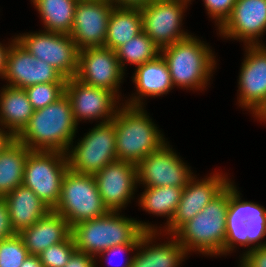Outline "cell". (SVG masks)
<instances>
[{"label": "cell", "instance_id": "37", "mask_svg": "<svg viewBox=\"0 0 266 267\" xmlns=\"http://www.w3.org/2000/svg\"><path fill=\"white\" fill-rule=\"evenodd\" d=\"M15 234L11 227L7 204L3 197H0V240L9 238Z\"/></svg>", "mask_w": 266, "mask_h": 267}, {"label": "cell", "instance_id": "17", "mask_svg": "<svg viewBox=\"0 0 266 267\" xmlns=\"http://www.w3.org/2000/svg\"><path fill=\"white\" fill-rule=\"evenodd\" d=\"M104 205L120 210L130 200L137 181L136 164L117 160L93 175Z\"/></svg>", "mask_w": 266, "mask_h": 267}, {"label": "cell", "instance_id": "6", "mask_svg": "<svg viewBox=\"0 0 266 267\" xmlns=\"http://www.w3.org/2000/svg\"><path fill=\"white\" fill-rule=\"evenodd\" d=\"M52 211L63 216L70 227L104 216L109 212L98 191L96 180L91 174L66 171L60 197Z\"/></svg>", "mask_w": 266, "mask_h": 267}, {"label": "cell", "instance_id": "13", "mask_svg": "<svg viewBox=\"0 0 266 267\" xmlns=\"http://www.w3.org/2000/svg\"><path fill=\"white\" fill-rule=\"evenodd\" d=\"M8 86L25 89L43 83H66V78L44 60L36 59L16 39L11 45L4 76Z\"/></svg>", "mask_w": 266, "mask_h": 267}, {"label": "cell", "instance_id": "28", "mask_svg": "<svg viewBox=\"0 0 266 267\" xmlns=\"http://www.w3.org/2000/svg\"><path fill=\"white\" fill-rule=\"evenodd\" d=\"M186 252L183 245L175 239L171 243L169 241L163 245L146 247L122 267H177Z\"/></svg>", "mask_w": 266, "mask_h": 267}, {"label": "cell", "instance_id": "29", "mask_svg": "<svg viewBox=\"0 0 266 267\" xmlns=\"http://www.w3.org/2000/svg\"><path fill=\"white\" fill-rule=\"evenodd\" d=\"M140 204L146 211L160 216L167 215L171 222L181 200L184 188L176 186L146 187Z\"/></svg>", "mask_w": 266, "mask_h": 267}, {"label": "cell", "instance_id": "40", "mask_svg": "<svg viewBox=\"0 0 266 267\" xmlns=\"http://www.w3.org/2000/svg\"><path fill=\"white\" fill-rule=\"evenodd\" d=\"M15 137L9 132L5 133L0 129V153L7 148L13 141Z\"/></svg>", "mask_w": 266, "mask_h": 267}, {"label": "cell", "instance_id": "24", "mask_svg": "<svg viewBox=\"0 0 266 267\" xmlns=\"http://www.w3.org/2000/svg\"><path fill=\"white\" fill-rule=\"evenodd\" d=\"M142 31L140 8L114 6L110 13L104 47L115 51Z\"/></svg>", "mask_w": 266, "mask_h": 267}, {"label": "cell", "instance_id": "19", "mask_svg": "<svg viewBox=\"0 0 266 267\" xmlns=\"http://www.w3.org/2000/svg\"><path fill=\"white\" fill-rule=\"evenodd\" d=\"M222 35L255 45L266 30V0H236L231 15L219 27Z\"/></svg>", "mask_w": 266, "mask_h": 267}, {"label": "cell", "instance_id": "25", "mask_svg": "<svg viewBox=\"0 0 266 267\" xmlns=\"http://www.w3.org/2000/svg\"><path fill=\"white\" fill-rule=\"evenodd\" d=\"M133 80L139 91V97L160 96L173 88L171 74L162 55L138 65Z\"/></svg>", "mask_w": 266, "mask_h": 267}, {"label": "cell", "instance_id": "33", "mask_svg": "<svg viewBox=\"0 0 266 267\" xmlns=\"http://www.w3.org/2000/svg\"><path fill=\"white\" fill-rule=\"evenodd\" d=\"M75 250V242L71 234L65 241L46 248L39 254V258L44 267H64Z\"/></svg>", "mask_w": 266, "mask_h": 267}, {"label": "cell", "instance_id": "15", "mask_svg": "<svg viewBox=\"0 0 266 267\" xmlns=\"http://www.w3.org/2000/svg\"><path fill=\"white\" fill-rule=\"evenodd\" d=\"M184 164L165 143L136 165L137 181H143L147 187L185 188L192 175Z\"/></svg>", "mask_w": 266, "mask_h": 267}, {"label": "cell", "instance_id": "8", "mask_svg": "<svg viewBox=\"0 0 266 267\" xmlns=\"http://www.w3.org/2000/svg\"><path fill=\"white\" fill-rule=\"evenodd\" d=\"M265 235L266 209L251 202H241L239 193L230 183L223 253L231 251L235 242L249 246Z\"/></svg>", "mask_w": 266, "mask_h": 267}, {"label": "cell", "instance_id": "22", "mask_svg": "<svg viewBox=\"0 0 266 267\" xmlns=\"http://www.w3.org/2000/svg\"><path fill=\"white\" fill-rule=\"evenodd\" d=\"M3 199L7 204L11 227L17 234L51 211L30 188L23 184L5 195Z\"/></svg>", "mask_w": 266, "mask_h": 267}, {"label": "cell", "instance_id": "26", "mask_svg": "<svg viewBox=\"0 0 266 267\" xmlns=\"http://www.w3.org/2000/svg\"><path fill=\"white\" fill-rule=\"evenodd\" d=\"M30 151L15 139L0 153V197L23 184L26 159Z\"/></svg>", "mask_w": 266, "mask_h": 267}, {"label": "cell", "instance_id": "18", "mask_svg": "<svg viewBox=\"0 0 266 267\" xmlns=\"http://www.w3.org/2000/svg\"><path fill=\"white\" fill-rule=\"evenodd\" d=\"M230 183L219 174L207 180L194 182L191 177L183 190L176 212L168 223L167 231L175 233L184 223L190 221Z\"/></svg>", "mask_w": 266, "mask_h": 267}, {"label": "cell", "instance_id": "16", "mask_svg": "<svg viewBox=\"0 0 266 267\" xmlns=\"http://www.w3.org/2000/svg\"><path fill=\"white\" fill-rule=\"evenodd\" d=\"M65 94L71 102L76 123L81 118L97 119L98 117H106L105 122H108L113 120L117 113L113 109L116 101L114 93L103 88L86 85L75 77L66 80Z\"/></svg>", "mask_w": 266, "mask_h": 267}, {"label": "cell", "instance_id": "10", "mask_svg": "<svg viewBox=\"0 0 266 267\" xmlns=\"http://www.w3.org/2000/svg\"><path fill=\"white\" fill-rule=\"evenodd\" d=\"M15 39L36 59L44 60L66 79L76 76L79 49L70 35L45 31Z\"/></svg>", "mask_w": 266, "mask_h": 267}, {"label": "cell", "instance_id": "4", "mask_svg": "<svg viewBox=\"0 0 266 267\" xmlns=\"http://www.w3.org/2000/svg\"><path fill=\"white\" fill-rule=\"evenodd\" d=\"M228 202L229 185L190 221L184 223L174 233V238L186 251L195 248L208 255L223 254Z\"/></svg>", "mask_w": 266, "mask_h": 267}, {"label": "cell", "instance_id": "35", "mask_svg": "<svg viewBox=\"0 0 266 267\" xmlns=\"http://www.w3.org/2000/svg\"><path fill=\"white\" fill-rule=\"evenodd\" d=\"M241 267H266V244L258 243L244 254Z\"/></svg>", "mask_w": 266, "mask_h": 267}, {"label": "cell", "instance_id": "39", "mask_svg": "<svg viewBox=\"0 0 266 267\" xmlns=\"http://www.w3.org/2000/svg\"><path fill=\"white\" fill-rule=\"evenodd\" d=\"M156 0H110L113 4L114 2L118 3L116 7H127V8H142L149 3H152Z\"/></svg>", "mask_w": 266, "mask_h": 267}, {"label": "cell", "instance_id": "42", "mask_svg": "<svg viewBox=\"0 0 266 267\" xmlns=\"http://www.w3.org/2000/svg\"><path fill=\"white\" fill-rule=\"evenodd\" d=\"M9 49L10 46L8 48H5L0 44V76H4Z\"/></svg>", "mask_w": 266, "mask_h": 267}, {"label": "cell", "instance_id": "20", "mask_svg": "<svg viewBox=\"0 0 266 267\" xmlns=\"http://www.w3.org/2000/svg\"><path fill=\"white\" fill-rule=\"evenodd\" d=\"M248 46L239 76V102L255 111L266 99V47L259 43Z\"/></svg>", "mask_w": 266, "mask_h": 267}, {"label": "cell", "instance_id": "11", "mask_svg": "<svg viewBox=\"0 0 266 267\" xmlns=\"http://www.w3.org/2000/svg\"><path fill=\"white\" fill-rule=\"evenodd\" d=\"M190 0H156L140 8L143 32L160 48L188 37L180 31L184 5Z\"/></svg>", "mask_w": 266, "mask_h": 267}, {"label": "cell", "instance_id": "3", "mask_svg": "<svg viewBox=\"0 0 266 267\" xmlns=\"http://www.w3.org/2000/svg\"><path fill=\"white\" fill-rule=\"evenodd\" d=\"M145 231L155 229L137 220L118 216L116 211H109L104 216L74 225L71 234L76 250L94 257L113 246L138 244Z\"/></svg>", "mask_w": 266, "mask_h": 267}, {"label": "cell", "instance_id": "32", "mask_svg": "<svg viewBox=\"0 0 266 267\" xmlns=\"http://www.w3.org/2000/svg\"><path fill=\"white\" fill-rule=\"evenodd\" d=\"M28 255V250L17 233L0 240V267H20Z\"/></svg>", "mask_w": 266, "mask_h": 267}, {"label": "cell", "instance_id": "1", "mask_svg": "<svg viewBox=\"0 0 266 267\" xmlns=\"http://www.w3.org/2000/svg\"><path fill=\"white\" fill-rule=\"evenodd\" d=\"M77 124L71 102L64 94L56 102L35 110L28 124L15 139L31 151L66 153Z\"/></svg>", "mask_w": 266, "mask_h": 267}, {"label": "cell", "instance_id": "12", "mask_svg": "<svg viewBox=\"0 0 266 267\" xmlns=\"http://www.w3.org/2000/svg\"><path fill=\"white\" fill-rule=\"evenodd\" d=\"M110 0H79L70 36L80 50L104 47L110 13Z\"/></svg>", "mask_w": 266, "mask_h": 267}, {"label": "cell", "instance_id": "27", "mask_svg": "<svg viewBox=\"0 0 266 267\" xmlns=\"http://www.w3.org/2000/svg\"><path fill=\"white\" fill-rule=\"evenodd\" d=\"M46 31L70 35L78 0H33Z\"/></svg>", "mask_w": 266, "mask_h": 267}, {"label": "cell", "instance_id": "38", "mask_svg": "<svg viewBox=\"0 0 266 267\" xmlns=\"http://www.w3.org/2000/svg\"><path fill=\"white\" fill-rule=\"evenodd\" d=\"M93 258L85 252L75 250L64 267H95Z\"/></svg>", "mask_w": 266, "mask_h": 267}, {"label": "cell", "instance_id": "34", "mask_svg": "<svg viewBox=\"0 0 266 267\" xmlns=\"http://www.w3.org/2000/svg\"><path fill=\"white\" fill-rule=\"evenodd\" d=\"M208 14L219 20V27L231 15L236 0H203Z\"/></svg>", "mask_w": 266, "mask_h": 267}, {"label": "cell", "instance_id": "23", "mask_svg": "<svg viewBox=\"0 0 266 267\" xmlns=\"http://www.w3.org/2000/svg\"><path fill=\"white\" fill-rule=\"evenodd\" d=\"M25 89L6 86L0 97V122L16 137L34 113Z\"/></svg>", "mask_w": 266, "mask_h": 267}, {"label": "cell", "instance_id": "21", "mask_svg": "<svg viewBox=\"0 0 266 267\" xmlns=\"http://www.w3.org/2000/svg\"><path fill=\"white\" fill-rule=\"evenodd\" d=\"M71 233L72 228L67 220L51 210L36 223L21 230L18 235L29 255H39L51 245L65 241Z\"/></svg>", "mask_w": 266, "mask_h": 267}, {"label": "cell", "instance_id": "43", "mask_svg": "<svg viewBox=\"0 0 266 267\" xmlns=\"http://www.w3.org/2000/svg\"><path fill=\"white\" fill-rule=\"evenodd\" d=\"M257 117H259L261 120H266V99L256 108V110L253 112Z\"/></svg>", "mask_w": 266, "mask_h": 267}, {"label": "cell", "instance_id": "14", "mask_svg": "<svg viewBox=\"0 0 266 267\" xmlns=\"http://www.w3.org/2000/svg\"><path fill=\"white\" fill-rule=\"evenodd\" d=\"M123 69L116 52L105 47L86 48L79 51L75 76L86 85L103 88L116 94Z\"/></svg>", "mask_w": 266, "mask_h": 267}, {"label": "cell", "instance_id": "2", "mask_svg": "<svg viewBox=\"0 0 266 267\" xmlns=\"http://www.w3.org/2000/svg\"><path fill=\"white\" fill-rule=\"evenodd\" d=\"M140 99L132 101L118 110L112 120L115 125L117 160L138 164L157 151L165 141L160 132L141 108Z\"/></svg>", "mask_w": 266, "mask_h": 267}, {"label": "cell", "instance_id": "36", "mask_svg": "<svg viewBox=\"0 0 266 267\" xmlns=\"http://www.w3.org/2000/svg\"><path fill=\"white\" fill-rule=\"evenodd\" d=\"M153 235L155 236V231H145L139 240L138 244H123V245H117V246H113L105 251L102 252V254L107 253L108 257L110 256V254H118V253H123L124 251H132L133 249H141L142 246H146V244L148 245V243L150 241H152V237ZM139 247V248H138ZM112 261V260H111Z\"/></svg>", "mask_w": 266, "mask_h": 267}, {"label": "cell", "instance_id": "30", "mask_svg": "<svg viewBox=\"0 0 266 267\" xmlns=\"http://www.w3.org/2000/svg\"><path fill=\"white\" fill-rule=\"evenodd\" d=\"M115 52L124 70L125 64L123 60L137 66L142 65L147 61L155 59L160 54V48L142 31L137 36L118 47Z\"/></svg>", "mask_w": 266, "mask_h": 267}, {"label": "cell", "instance_id": "31", "mask_svg": "<svg viewBox=\"0 0 266 267\" xmlns=\"http://www.w3.org/2000/svg\"><path fill=\"white\" fill-rule=\"evenodd\" d=\"M66 83H43L25 88L34 110H38L56 102L65 94Z\"/></svg>", "mask_w": 266, "mask_h": 267}, {"label": "cell", "instance_id": "9", "mask_svg": "<svg viewBox=\"0 0 266 267\" xmlns=\"http://www.w3.org/2000/svg\"><path fill=\"white\" fill-rule=\"evenodd\" d=\"M67 157L69 169L94 175L107 164L117 161L113 121L101 122L92 129Z\"/></svg>", "mask_w": 266, "mask_h": 267}, {"label": "cell", "instance_id": "41", "mask_svg": "<svg viewBox=\"0 0 266 267\" xmlns=\"http://www.w3.org/2000/svg\"><path fill=\"white\" fill-rule=\"evenodd\" d=\"M20 267H44L39 255H28Z\"/></svg>", "mask_w": 266, "mask_h": 267}, {"label": "cell", "instance_id": "5", "mask_svg": "<svg viewBox=\"0 0 266 267\" xmlns=\"http://www.w3.org/2000/svg\"><path fill=\"white\" fill-rule=\"evenodd\" d=\"M209 49L191 35L160 49L173 85L186 88L204 87L215 64Z\"/></svg>", "mask_w": 266, "mask_h": 267}, {"label": "cell", "instance_id": "7", "mask_svg": "<svg viewBox=\"0 0 266 267\" xmlns=\"http://www.w3.org/2000/svg\"><path fill=\"white\" fill-rule=\"evenodd\" d=\"M69 155L58 151H30L26 159L23 185L30 188L51 210L58 203L68 170Z\"/></svg>", "mask_w": 266, "mask_h": 267}]
</instances>
